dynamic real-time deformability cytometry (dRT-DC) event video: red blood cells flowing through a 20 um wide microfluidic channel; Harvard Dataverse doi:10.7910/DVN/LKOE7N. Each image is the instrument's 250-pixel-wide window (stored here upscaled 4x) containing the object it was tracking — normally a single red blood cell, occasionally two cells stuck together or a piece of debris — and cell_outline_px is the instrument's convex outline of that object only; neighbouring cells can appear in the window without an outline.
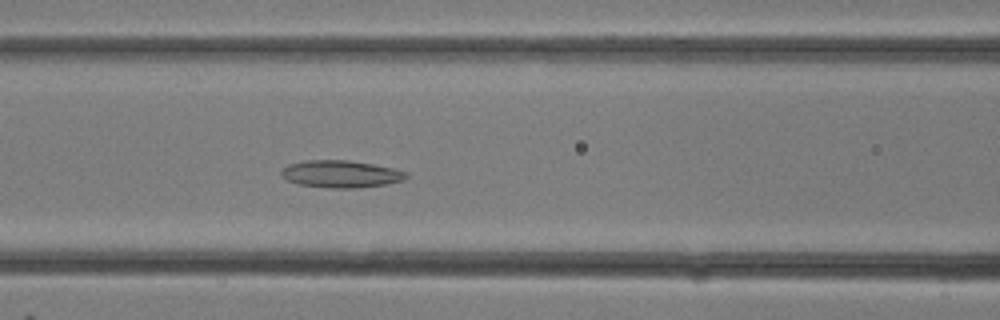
{"species": "common noctule bat (a hibernating species)", "species_latin": "Nyctalus noctula", "temperature_condition": "room temperature", "stored_images_in_passage": 13, "camera_frame_rate_fps": 3000, "um_per_image_px": 0.085, "animal": {"sex": "female"}, "frame": {"image": 1, "passage_image": 4, "time_ms": 1.0, "image_size_px": [1000, 320], "cell_outline_px": [[408, 176], [404, 180], [384, 184], [360, 188], [332, 188], [296, 184], [280, 176], [280, 172], [288, 164], [304, 160], [348, 160], [372, 164], [392, 168], [408, 172]], "centroid_in_image_um": [28.95, 14.79], "position_along_channel_um": 137.7, "area_um2": 19.88}}
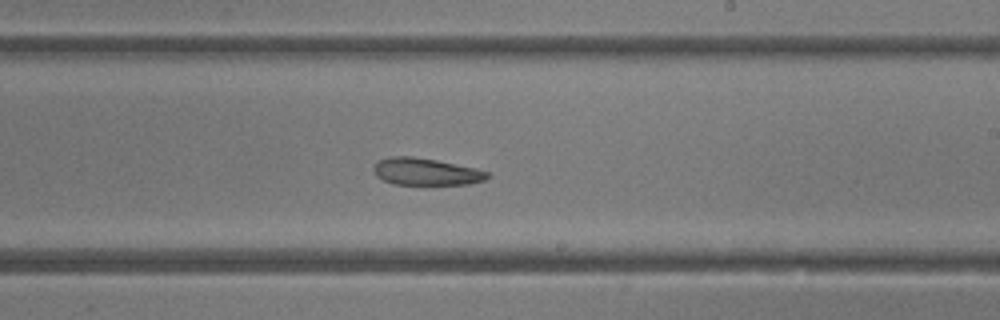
{"frame": {"image": 2, "passage_image": 9, "time_ms": 2.667, "image_size_px": [1000, 320], "cell_outline_px": [[492, 176], [484, 180], [468, 184], [392, 184], [376, 176], [372, 168], [376, 160], [388, 156], [412, 156], [436, 160], [476, 168], [488, 172]], "centroid_in_image_um": [36.17, 14.58], "position_along_channel_um": 252.8, "area_um2": 18.09}}
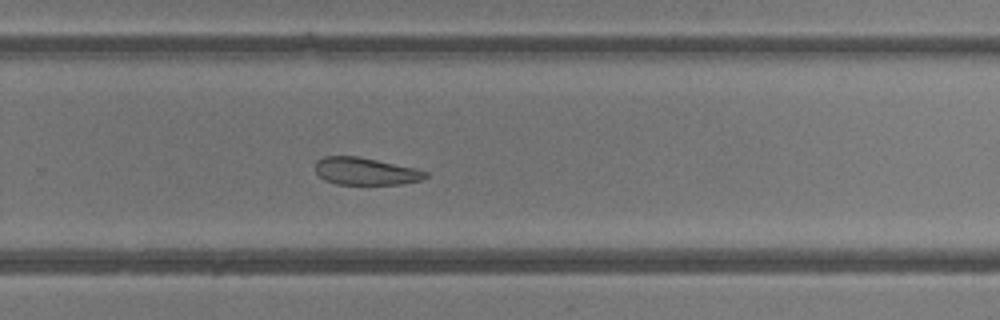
{"frame": {"image": 3, "passage_image": 11, "time_ms": 3.333, "image_size_px": [1000, 320], "cell_outline_px": [[428, 176], [420, 180], [400, 184], [336, 184], [324, 180], [316, 172], [316, 160], [324, 156], [360, 156], [416, 168], [428, 172]], "centroid_in_image_um": [31.07, 14.55], "position_along_channel_um": 298.7, "area_um2": 17.63}}